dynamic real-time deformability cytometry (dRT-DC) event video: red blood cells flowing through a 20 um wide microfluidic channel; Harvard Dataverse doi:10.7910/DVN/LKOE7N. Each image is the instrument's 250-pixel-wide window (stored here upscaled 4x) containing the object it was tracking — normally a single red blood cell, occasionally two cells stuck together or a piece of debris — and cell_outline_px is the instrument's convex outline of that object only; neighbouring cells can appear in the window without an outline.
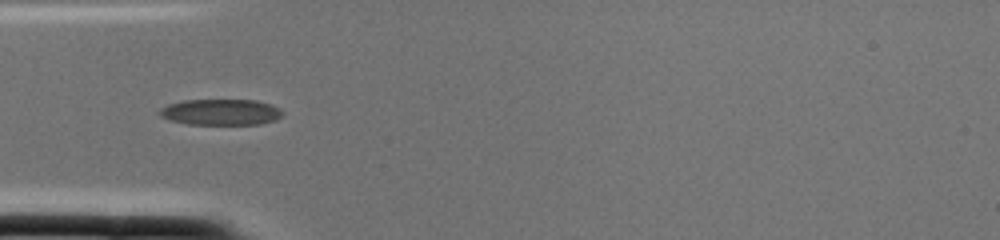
{"species": "common noctule bat (a hibernating species)", "species_latin": "Nyctalus noctula", "temperature_condition": "cold", "stored_images_in_passage": 2, "camera_frame_rate_fps": 3000, "um_per_image_px": 0.085, "animal": {"sex": "female", "body_mass_g": 22.0, "forearm_length_mm": 56.7}, "frame": {"image": 1, "passage_image": 2, "time_ms": 0.333, "image_size_px": [1000, 240], "cell_outline_px": [[284, 112], [276, 120], [260, 124], [188, 124], [168, 120], [160, 116], [156, 112], [160, 108], [168, 104], [184, 100], [256, 100], [272, 104], [280, 108]], "centroid_in_image_um": [18.75, 9.52], "position_along_channel_um": 66.3, "area_um2": 18.84}}